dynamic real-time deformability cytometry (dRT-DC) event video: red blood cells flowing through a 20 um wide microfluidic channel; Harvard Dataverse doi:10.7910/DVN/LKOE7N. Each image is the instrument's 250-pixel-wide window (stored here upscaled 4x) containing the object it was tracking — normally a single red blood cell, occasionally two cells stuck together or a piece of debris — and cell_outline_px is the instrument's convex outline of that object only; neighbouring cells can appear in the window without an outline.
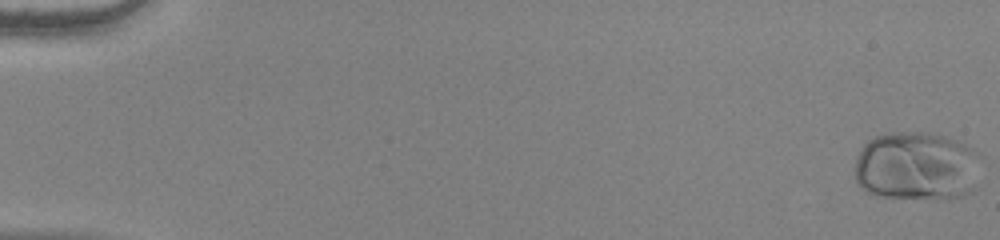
{"species": "human", "species_latin": "Homo sapiens", "temperature_condition": "warm", "stored_images_in_passage": 55, "camera_frame_rate_fps": 3000, "um_per_image_px": 0.085, "donor": {"sex": "female"}, "frame": {"image": 1, "passage_image": 1, "time_ms": 0.0, "image_size_px": [1000, 240], "cell_outline_px": [[980, 156], [972, 188], [968, 192], [960, 196], [932, 200], [876, 196], [868, 192], [856, 180], [856, 160], [864, 144], [868, 140], [876, 136], [892, 132], [932, 132], [960, 140], [980, 152]], "centroid_in_image_um": [77.93, 14.11], "position_along_channel_um": 7.1, "area_um2": 51.04}}
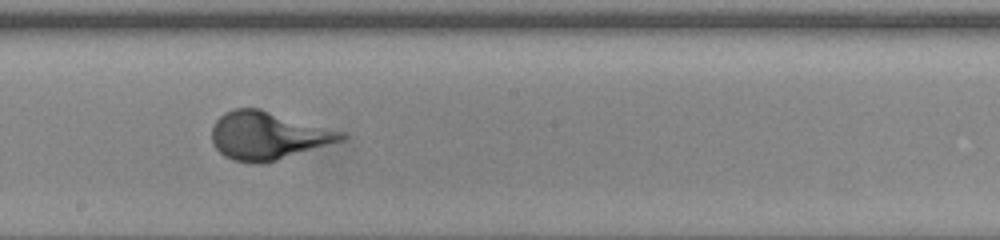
{"frame": {"image": 2, "passage_image": 32, "time_ms": 10.333, "image_size_px": [1000, 240], "cell_outline_px": [[348, 136], [344, 140], [276, 160], [260, 164], [256, 164], [232, 160], [224, 156], [212, 144], [212, 128], [216, 120], [224, 112], [236, 108], [260, 108], [344, 132]], "centroid_in_image_um": [22.75, 11.53], "position_along_channel_um": 225.4, "area_um2": 36.13}}
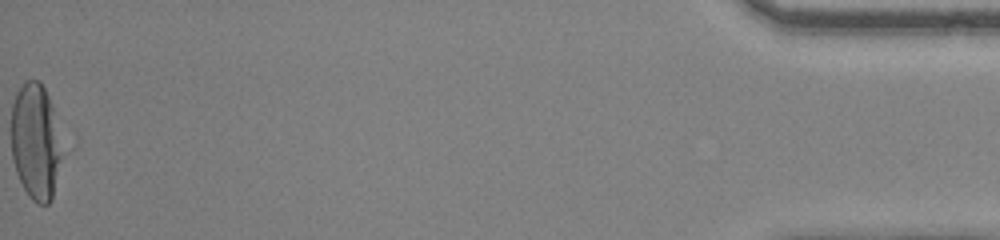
{"frame": {"image": 3, "passage_image": 55, "time_ms": 18.0, "image_size_px": [1000, 240], "cell_outline_px": [[72, 148], [52, 200], [48, 204], [36, 204], [28, 196], [16, 172], [12, 160], [12, 104], [16, 92], [24, 80], [40, 80], [48, 96]], "centroid_in_image_um": [3.22, 12.1], "position_along_channel_um": 432.0, "area_um2": 37.69}}